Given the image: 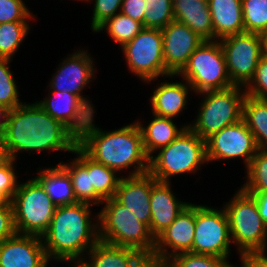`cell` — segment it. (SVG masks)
I'll return each instance as SVG.
<instances>
[{
	"mask_svg": "<svg viewBox=\"0 0 267 267\" xmlns=\"http://www.w3.org/2000/svg\"><path fill=\"white\" fill-rule=\"evenodd\" d=\"M165 68L178 74L192 53L205 41L183 23L172 21L162 30Z\"/></svg>",
	"mask_w": 267,
	"mask_h": 267,
	"instance_id": "17",
	"label": "cell"
},
{
	"mask_svg": "<svg viewBox=\"0 0 267 267\" xmlns=\"http://www.w3.org/2000/svg\"><path fill=\"white\" fill-rule=\"evenodd\" d=\"M131 267H161L153 256L142 255Z\"/></svg>",
	"mask_w": 267,
	"mask_h": 267,
	"instance_id": "45",
	"label": "cell"
},
{
	"mask_svg": "<svg viewBox=\"0 0 267 267\" xmlns=\"http://www.w3.org/2000/svg\"><path fill=\"white\" fill-rule=\"evenodd\" d=\"M152 116V120L146 126L139 119L136 120L142 133L144 151L149 158L160 148L168 146L190 125L187 123L178 128L172 118L154 114Z\"/></svg>",
	"mask_w": 267,
	"mask_h": 267,
	"instance_id": "24",
	"label": "cell"
},
{
	"mask_svg": "<svg viewBox=\"0 0 267 267\" xmlns=\"http://www.w3.org/2000/svg\"><path fill=\"white\" fill-rule=\"evenodd\" d=\"M245 192H267V150L258 149L246 168Z\"/></svg>",
	"mask_w": 267,
	"mask_h": 267,
	"instance_id": "32",
	"label": "cell"
},
{
	"mask_svg": "<svg viewBox=\"0 0 267 267\" xmlns=\"http://www.w3.org/2000/svg\"><path fill=\"white\" fill-rule=\"evenodd\" d=\"M156 87L150 97L152 114L174 119L187 109L188 94L193 89L186 80L182 79V82L163 80Z\"/></svg>",
	"mask_w": 267,
	"mask_h": 267,
	"instance_id": "21",
	"label": "cell"
},
{
	"mask_svg": "<svg viewBox=\"0 0 267 267\" xmlns=\"http://www.w3.org/2000/svg\"><path fill=\"white\" fill-rule=\"evenodd\" d=\"M161 267H235L229 259L184 252L169 258Z\"/></svg>",
	"mask_w": 267,
	"mask_h": 267,
	"instance_id": "35",
	"label": "cell"
},
{
	"mask_svg": "<svg viewBox=\"0 0 267 267\" xmlns=\"http://www.w3.org/2000/svg\"><path fill=\"white\" fill-rule=\"evenodd\" d=\"M214 41L245 32L241 0H208Z\"/></svg>",
	"mask_w": 267,
	"mask_h": 267,
	"instance_id": "23",
	"label": "cell"
},
{
	"mask_svg": "<svg viewBox=\"0 0 267 267\" xmlns=\"http://www.w3.org/2000/svg\"><path fill=\"white\" fill-rule=\"evenodd\" d=\"M11 204L17 233L40 237L48 230L57 207L36 178L20 181Z\"/></svg>",
	"mask_w": 267,
	"mask_h": 267,
	"instance_id": "8",
	"label": "cell"
},
{
	"mask_svg": "<svg viewBox=\"0 0 267 267\" xmlns=\"http://www.w3.org/2000/svg\"><path fill=\"white\" fill-rule=\"evenodd\" d=\"M91 207L79 202L56 207L48 230L41 236L50 261L82 260L99 241L98 216L93 218Z\"/></svg>",
	"mask_w": 267,
	"mask_h": 267,
	"instance_id": "3",
	"label": "cell"
},
{
	"mask_svg": "<svg viewBox=\"0 0 267 267\" xmlns=\"http://www.w3.org/2000/svg\"><path fill=\"white\" fill-rule=\"evenodd\" d=\"M86 255L88 257H83L81 261L87 267H131L142 256L133 248L115 246L100 240Z\"/></svg>",
	"mask_w": 267,
	"mask_h": 267,
	"instance_id": "26",
	"label": "cell"
},
{
	"mask_svg": "<svg viewBox=\"0 0 267 267\" xmlns=\"http://www.w3.org/2000/svg\"><path fill=\"white\" fill-rule=\"evenodd\" d=\"M101 205L104 207L97 213L100 241L153 256L155 237L145 223L114 197L104 200Z\"/></svg>",
	"mask_w": 267,
	"mask_h": 267,
	"instance_id": "4",
	"label": "cell"
},
{
	"mask_svg": "<svg viewBox=\"0 0 267 267\" xmlns=\"http://www.w3.org/2000/svg\"><path fill=\"white\" fill-rule=\"evenodd\" d=\"M170 183L157 181L152 176L150 232L155 238L169 227L190 203L180 201L173 193Z\"/></svg>",
	"mask_w": 267,
	"mask_h": 267,
	"instance_id": "20",
	"label": "cell"
},
{
	"mask_svg": "<svg viewBox=\"0 0 267 267\" xmlns=\"http://www.w3.org/2000/svg\"><path fill=\"white\" fill-rule=\"evenodd\" d=\"M10 109L0 104V137L2 136L8 119Z\"/></svg>",
	"mask_w": 267,
	"mask_h": 267,
	"instance_id": "46",
	"label": "cell"
},
{
	"mask_svg": "<svg viewBox=\"0 0 267 267\" xmlns=\"http://www.w3.org/2000/svg\"><path fill=\"white\" fill-rule=\"evenodd\" d=\"M267 251H251L239 254L240 267H267Z\"/></svg>",
	"mask_w": 267,
	"mask_h": 267,
	"instance_id": "43",
	"label": "cell"
},
{
	"mask_svg": "<svg viewBox=\"0 0 267 267\" xmlns=\"http://www.w3.org/2000/svg\"><path fill=\"white\" fill-rule=\"evenodd\" d=\"M245 32H267V0H241Z\"/></svg>",
	"mask_w": 267,
	"mask_h": 267,
	"instance_id": "33",
	"label": "cell"
},
{
	"mask_svg": "<svg viewBox=\"0 0 267 267\" xmlns=\"http://www.w3.org/2000/svg\"><path fill=\"white\" fill-rule=\"evenodd\" d=\"M4 157L3 151H2V145H1V139H0V160Z\"/></svg>",
	"mask_w": 267,
	"mask_h": 267,
	"instance_id": "50",
	"label": "cell"
},
{
	"mask_svg": "<svg viewBox=\"0 0 267 267\" xmlns=\"http://www.w3.org/2000/svg\"><path fill=\"white\" fill-rule=\"evenodd\" d=\"M261 36H262L263 55L267 56V32L263 33Z\"/></svg>",
	"mask_w": 267,
	"mask_h": 267,
	"instance_id": "48",
	"label": "cell"
},
{
	"mask_svg": "<svg viewBox=\"0 0 267 267\" xmlns=\"http://www.w3.org/2000/svg\"><path fill=\"white\" fill-rule=\"evenodd\" d=\"M78 146L95 162L114 169L118 174L132 168L129 176L149 172V157L143 147L142 133L137 122L119 129L105 131L92 118L78 138Z\"/></svg>",
	"mask_w": 267,
	"mask_h": 267,
	"instance_id": "2",
	"label": "cell"
},
{
	"mask_svg": "<svg viewBox=\"0 0 267 267\" xmlns=\"http://www.w3.org/2000/svg\"><path fill=\"white\" fill-rule=\"evenodd\" d=\"M73 154H76L75 158L90 173L91 184L95 190V205L97 206L102 204L104 200L113 198L121 176L119 177L114 169L95 162L79 146L74 149Z\"/></svg>",
	"mask_w": 267,
	"mask_h": 267,
	"instance_id": "25",
	"label": "cell"
},
{
	"mask_svg": "<svg viewBox=\"0 0 267 267\" xmlns=\"http://www.w3.org/2000/svg\"><path fill=\"white\" fill-rule=\"evenodd\" d=\"M174 20L188 26L205 41H214L208 0H173Z\"/></svg>",
	"mask_w": 267,
	"mask_h": 267,
	"instance_id": "22",
	"label": "cell"
},
{
	"mask_svg": "<svg viewBox=\"0 0 267 267\" xmlns=\"http://www.w3.org/2000/svg\"><path fill=\"white\" fill-rule=\"evenodd\" d=\"M17 234L13 206L0 208V243Z\"/></svg>",
	"mask_w": 267,
	"mask_h": 267,
	"instance_id": "41",
	"label": "cell"
},
{
	"mask_svg": "<svg viewBox=\"0 0 267 267\" xmlns=\"http://www.w3.org/2000/svg\"><path fill=\"white\" fill-rule=\"evenodd\" d=\"M246 95L256 99H267V56L262 55L255 73L244 87Z\"/></svg>",
	"mask_w": 267,
	"mask_h": 267,
	"instance_id": "40",
	"label": "cell"
},
{
	"mask_svg": "<svg viewBox=\"0 0 267 267\" xmlns=\"http://www.w3.org/2000/svg\"><path fill=\"white\" fill-rule=\"evenodd\" d=\"M95 76V64L87 50H76L59 63L48 84L49 91L72 93L79 96L94 112L92 101L82 91Z\"/></svg>",
	"mask_w": 267,
	"mask_h": 267,
	"instance_id": "14",
	"label": "cell"
},
{
	"mask_svg": "<svg viewBox=\"0 0 267 267\" xmlns=\"http://www.w3.org/2000/svg\"><path fill=\"white\" fill-rule=\"evenodd\" d=\"M177 76L186 80L195 94L233 86L219 40L204 41Z\"/></svg>",
	"mask_w": 267,
	"mask_h": 267,
	"instance_id": "9",
	"label": "cell"
},
{
	"mask_svg": "<svg viewBox=\"0 0 267 267\" xmlns=\"http://www.w3.org/2000/svg\"><path fill=\"white\" fill-rule=\"evenodd\" d=\"M152 175L121 176L114 198L150 229Z\"/></svg>",
	"mask_w": 267,
	"mask_h": 267,
	"instance_id": "19",
	"label": "cell"
},
{
	"mask_svg": "<svg viewBox=\"0 0 267 267\" xmlns=\"http://www.w3.org/2000/svg\"><path fill=\"white\" fill-rule=\"evenodd\" d=\"M201 103L197 116L189 128L201 139L206 140L224 127L242 119V105L245 98L244 87H231L199 93Z\"/></svg>",
	"mask_w": 267,
	"mask_h": 267,
	"instance_id": "7",
	"label": "cell"
},
{
	"mask_svg": "<svg viewBox=\"0 0 267 267\" xmlns=\"http://www.w3.org/2000/svg\"><path fill=\"white\" fill-rule=\"evenodd\" d=\"M23 0H0V24L35 19Z\"/></svg>",
	"mask_w": 267,
	"mask_h": 267,
	"instance_id": "37",
	"label": "cell"
},
{
	"mask_svg": "<svg viewBox=\"0 0 267 267\" xmlns=\"http://www.w3.org/2000/svg\"><path fill=\"white\" fill-rule=\"evenodd\" d=\"M14 159L4 156L0 160V192L12 201L19 186Z\"/></svg>",
	"mask_w": 267,
	"mask_h": 267,
	"instance_id": "38",
	"label": "cell"
},
{
	"mask_svg": "<svg viewBox=\"0 0 267 267\" xmlns=\"http://www.w3.org/2000/svg\"><path fill=\"white\" fill-rule=\"evenodd\" d=\"M10 204L11 201L2 192H0V208L8 207Z\"/></svg>",
	"mask_w": 267,
	"mask_h": 267,
	"instance_id": "47",
	"label": "cell"
},
{
	"mask_svg": "<svg viewBox=\"0 0 267 267\" xmlns=\"http://www.w3.org/2000/svg\"><path fill=\"white\" fill-rule=\"evenodd\" d=\"M90 1H94L91 30L96 32L103 23L121 11L123 0H87L88 3Z\"/></svg>",
	"mask_w": 267,
	"mask_h": 267,
	"instance_id": "39",
	"label": "cell"
},
{
	"mask_svg": "<svg viewBox=\"0 0 267 267\" xmlns=\"http://www.w3.org/2000/svg\"><path fill=\"white\" fill-rule=\"evenodd\" d=\"M195 231V204L189 203L171 223L155 238L153 257L162 266L169 258L192 252Z\"/></svg>",
	"mask_w": 267,
	"mask_h": 267,
	"instance_id": "16",
	"label": "cell"
},
{
	"mask_svg": "<svg viewBox=\"0 0 267 267\" xmlns=\"http://www.w3.org/2000/svg\"><path fill=\"white\" fill-rule=\"evenodd\" d=\"M128 70L145 83L157 78L177 77L166 68L163 57V36L160 29L143 28L130 42L121 47Z\"/></svg>",
	"mask_w": 267,
	"mask_h": 267,
	"instance_id": "10",
	"label": "cell"
},
{
	"mask_svg": "<svg viewBox=\"0 0 267 267\" xmlns=\"http://www.w3.org/2000/svg\"><path fill=\"white\" fill-rule=\"evenodd\" d=\"M228 76L233 85L245 87L252 79L263 55L262 36L243 32L219 39Z\"/></svg>",
	"mask_w": 267,
	"mask_h": 267,
	"instance_id": "12",
	"label": "cell"
},
{
	"mask_svg": "<svg viewBox=\"0 0 267 267\" xmlns=\"http://www.w3.org/2000/svg\"><path fill=\"white\" fill-rule=\"evenodd\" d=\"M66 263L71 264L72 267H87L81 260L68 261Z\"/></svg>",
	"mask_w": 267,
	"mask_h": 267,
	"instance_id": "49",
	"label": "cell"
},
{
	"mask_svg": "<svg viewBox=\"0 0 267 267\" xmlns=\"http://www.w3.org/2000/svg\"><path fill=\"white\" fill-rule=\"evenodd\" d=\"M145 13L143 19L144 28L162 30L170 22L174 21L173 0H143Z\"/></svg>",
	"mask_w": 267,
	"mask_h": 267,
	"instance_id": "34",
	"label": "cell"
},
{
	"mask_svg": "<svg viewBox=\"0 0 267 267\" xmlns=\"http://www.w3.org/2000/svg\"><path fill=\"white\" fill-rule=\"evenodd\" d=\"M143 28L144 26L141 22L119 12L103 23L95 33L105 31L115 43L120 45L119 47H123Z\"/></svg>",
	"mask_w": 267,
	"mask_h": 267,
	"instance_id": "30",
	"label": "cell"
},
{
	"mask_svg": "<svg viewBox=\"0 0 267 267\" xmlns=\"http://www.w3.org/2000/svg\"><path fill=\"white\" fill-rule=\"evenodd\" d=\"M242 120L254 135L258 149L267 150V99L245 95Z\"/></svg>",
	"mask_w": 267,
	"mask_h": 267,
	"instance_id": "28",
	"label": "cell"
},
{
	"mask_svg": "<svg viewBox=\"0 0 267 267\" xmlns=\"http://www.w3.org/2000/svg\"><path fill=\"white\" fill-rule=\"evenodd\" d=\"M35 177L44 187L47 195L56 206L78 203L72 186V181L67 171L58 163L45 169L39 167Z\"/></svg>",
	"mask_w": 267,
	"mask_h": 267,
	"instance_id": "27",
	"label": "cell"
},
{
	"mask_svg": "<svg viewBox=\"0 0 267 267\" xmlns=\"http://www.w3.org/2000/svg\"><path fill=\"white\" fill-rule=\"evenodd\" d=\"M40 236L16 234L0 243V267H48Z\"/></svg>",
	"mask_w": 267,
	"mask_h": 267,
	"instance_id": "18",
	"label": "cell"
},
{
	"mask_svg": "<svg viewBox=\"0 0 267 267\" xmlns=\"http://www.w3.org/2000/svg\"><path fill=\"white\" fill-rule=\"evenodd\" d=\"M145 6L143 0H123L120 13L143 24Z\"/></svg>",
	"mask_w": 267,
	"mask_h": 267,
	"instance_id": "42",
	"label": "cell"
},
{
	"mask_svg": "<svg viewBox=\"0 0 267 267\" xmlns=\"http://www.w3.org/2000/svg\"><path fill=\"white\" fill-rule=\"evenodd\" d=\"M232 239L224 208L195 204V231L192 253L229 259Z\"/></svg>",
	"mask_w": 267,
	"mask_h": 267,
	"instance_id": "11",
	"label": "cell"
},
{
	"mask_svg": "<svg viewBox=\"0 0 267 267\" xmlns=\"http://www.w3.org/2000/svg\"><path fill=\"white\" fill-rule=\"evenodd\" d=\"M30 21L0 24V58L12 59L30 31Z\"/></svg>",
	"mask_w": 267,
	"mask_h": 267,
	"instance_id": "31",
	"label": "cell"
},
{
	"mask_svg": "<svg viewBox=\"0 0 267 267\" xmlns=\"http://www.w3.org/2000/svg\"><path fill=\"white\" fill-rule=\"evenodd\" d=\"M59 164L67 171L71 178L77 202L94 206L95 190L91 184L88 170L76 158H73L69 163L60 161Z\"/></svg>",
	"mask_w": 267,
	"mask_h": 267,
	"instance_id": "29",
	"label": "cell"
},
{
	"mask_svg": "<svg viewBox=\"0 0 267 267\" xmlns=\"http://www.w3.org/2000/svg\"><path fill=\"white\" fill-rule=\"evenodd\" d=\"M258 151L252 132L241 119L206 139L207 161L242 159L245 169Z\"/></svg>",
	"mask_w": 267,
	"mask_h": 267,
	"instance_id": "13",
	"label": "cell"
},
{
	"mask_svg": "<svg viewBox=\"0 0 267 267\" xmlns=\"http://www.w3.org/2000/svg\"><path fill=\"white\" fill-rule=\"evenodd\" d=\"M9 58H0V104L14 109L23 104L19 99V87L10 69Z\"/></svg>",
	"mask_w": 267,
	"mask_h": 267,
	"instance_id": "36",
	"label": "cell"
},
{
	"mask_svg": "<svg viewBox=\"0 0 267 267\" xmlns=\"http://www.w3.org/2000/svg\"><path fill=\"white\" fill-rule=\"evenodd\" d=\"M238 254L267 251V226L254 197L241 188L223 205Z\"/></svg>",
	"mask_w": 267,
	"mask_h": 267,
	"instance_id": "6",
	"label": "cell"
},
{
	"mask_svg": "<svg viewBox=\"0 0 267 267\" xmlns=\"http://www.w3.org/2000/svg\"><path fill=\"white\" fill-rule=\"evenodd\" d=\"M256 200L258 211L267 226V192H247Z\"/></svg>",
	"mask_w": 267,
	"mask_h": 267,
	"instance_id": "44",
	"label": "cell"
},
{
	"mask_svg": "<svg viewBox=\"0 0 267 267\" xmlns=\"http://www.w3.org/2000/svg\"><path fill=\"white\" fill-rule=\"evenodd\" d=\"M157 152L149 158V173L161 182H171L174 176L196 173L201 165L208 164L206 140L189 127Z\"/></svg>",
	"mask_w": 267,
	"mask_h": 267,
	"instance_id": "5",
	"label": "cell"
},
{
	"mask_svg": "<svg viewBox=\"0 0 267 267\" xmlns=\"http://www.w3.org/2000/svg\"><path fill=\"white\" fill-rule=\"evenodd\" d=\"M49 92L43 100L36 101L37 104L79 138L95 117V112L75 94Z\"/></svg>",
	"mask_w": 267,
	"mask_h": 267,
	"instance_id": "15",
	"label": "cell"
},
{
	"mask_svg": "<svg viewBox=\"0 0 267 267\" xmlns=\"http://www.w3.org/2000/svg\"><path fill=\"white\" fill-rule=\"evenodd\" d=\"M4 156L17 161L20 152H74L78 138L61 122L51 117L37 102L11 109L0 137Z\"/></svg>",
	"mask_w": 267,
	"mask_h": 267,
	"instance_id": "1",
	"label": "cell"
}]
</instances>
